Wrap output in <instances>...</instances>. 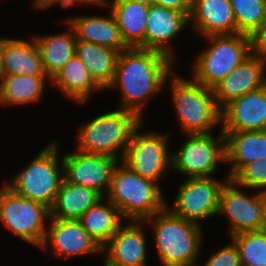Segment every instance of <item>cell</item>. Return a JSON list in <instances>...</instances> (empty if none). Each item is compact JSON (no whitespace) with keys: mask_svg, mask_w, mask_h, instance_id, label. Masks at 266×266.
I'll return each mask as SVG.
<instances>
[{"mask_svg":"<svg viewBox=\"0 0 266 266\" xmlns=\"http://www.w3.org/2000/svg\"><path fill=\"white\" fill-rule=\"evenodd\" d=\"M142 124L134 130L121 162L143 178L158 183L171 170V132H141Z\"/></svg>","mask_w":266,"mask_h":266,"instance_id":"9","label":"cell"},{"mask_svg":"<svg viewBox=\"0 0 266 266\" xmlns=\"http://www.w3.org/2000/svg\"><path fill=\"white\" fill-rule=\"evenodd\" d=\"M64 22L70 31L32 37L39 49L44 70L50 79L75 55L77 39L72 27Z\"/></svg>","mask_w":266,"mask_h":266,"instance_id":"28","label":"cell"},{"mask_svg":"<svg viewBox=\"0 0 266 266\" xmlns=\"http://www.w3.org/2000/svg\"><path fill=\"white\" fill-rule=\"evenodd\" d=\"M209 134H187V139L175 153L171 154V171L192 177H210L226 161L225 136ZM221 161V162H220Z\"/></svg>","mask_w":266,"mask_h":266,"instance_id":"10","label":"cell"},{"mask_svg":"<svg viewBox=\"0 0 266 266\" xmlns=\"http://www.w3.org/2000/svg\"><path fill=\"white\" fill-rule=\"evenodd\" d=\"M121 159L75 150L62 155L63 180L91 188L106 196L115 167Z\"/></svg>","mask_w":266,"mask_h":266,"instance_id":"13","label":"cell"},{"mask_svg":"<svg viewBox=\"0 0 266 266\" xmlns=\"http://www.w3.org/2000/svg\"><path fill=\"white\" fill-rule=\"evenodd\" d=\"M58 145L57 141L52 140L5 185L17 195L50 209L63 180L62 156L59 155Z\"/></svg>","mask_w":266,"mask_h":266,"instance_id":"7","label":"cell"},{"mask_svg":"<svg viewBox=\"0 0 266 266\" xmlns=\"http://www.w3.org/2000/svg\"><path fill=\"white\" fill-rule=\"evenodd\" d=\"M102 198L104 197L99 192L91 188L62 180L50 208V218L79 220L89 207Z\"/></svg>","mask_w":266,"mask_h":266,"instance_id":"25","label":"cell"},{"mask_svg":"<svg viewBox=\"0 0 266 266\" xmlns=\"http://www.w3.org/2000/svg\"><path fill=\"white\" fill-rule=\"evenodd\" d=\"M153 4L179 10L190 16L192 0H153Z\"/></svg>","mask_w":266,"mask_h":266,"instance_id":"35","label":"cell"},{"mask_svg":"<svg viewBox=\"0 0 266 266\" xmlns=\"http://www.w3.org/2000/svg\"><path fill=\"white\" fill-rule=\"evenodd\" d=\"M134 1H137V2L145 4V5L153 4V0H134Z\"/></svg>","mask_w":266,"mask_h":266,"instance_id":"39","label":"cell"},{"mask_svg":"<svg viewBox=\"0 0 266 266\" xmlns=\"http://www.w3.org/2000/svg\"><path fill=\"white\" fill-rule=\"evenodd\" d=\"M168 81L171 82V99L184 136L209 134L221 124V109L216 103L211 88L193 79L176 75L174 71L166 78L165 85Z\"/></svg>","mask_w":266,"mask_h":266,"instance_id":"3","label":"cell"},{"mask_svg":"<svg viewBox=\"0 0 266 266\" xmlns=\"http://www.w3.org/2000/svg\"><path fill=\"white\" fill-rule=\"evenodd\" d=\"M144 121L134 112L121 108L105 112L80 125L76 150L122 160L134 130Z\"/></svg>","mask_w":266,"mask_h":266,"instance_id":"5","label":"cell"},{"mask_svg":"<svg viewBox=\"0 0 266 266\" xmlns=\"http://www.w3.org/2000/svg\"><path fill=\"white\" fill-rule=\"evenodd\" d=\"M207 49L195 58L192 79L213 88L254 51L253 37L237 33L204 37Z\"/></svg>","mask_w":266,"mask_h":266,"instance_id":"6","label":"cell"},{"mask_svg":"<svg viewBox=\"0 0 266 266\" xmlns=\"http://www.w3.org/2000/svg\"><path fill=\"white\" fill-rule=\"evenodd\" d=\"M188 23L189 16L185 12L150 4L145 30V49L162 52L176 62L171 41L178 37Z\"/></svg>","mask_w":266,"mask_h":266,"instance_id":"18","label":"cell"},{"mask_svg":"<svg viewBox=\"0 0 266 266\" xmlns=\"http://www.w3.org/2000/svg\"><path fill=\"white\" fill-rule=\"evenodd\" d=\"M145 226L144 221L123 224L102 247L105 261L112 266H147Z\"/></svg>","mask_w":266,"mask_h":266,"instance_id":"17","label":"cell"},{"mask_svg":"<svg viewBox=\"0 0 266 266\" xmlns=\"http://www.w3.org/2000/svg\"><path fill=\"white\" fill-rule=\"evenodd\" d=\"M232 180L247 190L266 191V160L246 164Z\"/></svg>","mask_w":266,"mask_h":266,"instance_id":"32","label":"cell"},{"mask_svg":"<svg viewBox=\"0 0 266 266\" xmlns=\"http://www.w3.org/2000/svg\"><path fill=\"white\" fill-rule=\"evenodd\" d=\"M144 223L152 224L157 257L162 266H198L204 240L202 226L174 215L168 207L145 219Z\"/></svg>","mask_w":266,"mask_h":266,"instance_id":"2","label":"cell"},{"mask_svg":"<svg viewBox=\"0 0 266 266\" xmlns=\"http://www.w3.org/2000/svg\"><path fill=\"white\" fill-rule=\"evenodd\" d=\"M254 50L266 55V20L262 29L253 38Z\"/></svg>","mask_w":266,"mask_h":266,"instance_id":"36","label":"cell"},{"mask_svg":"<svg viewBox=\"0 0 266 266\" xmlns=\"http://www.w3.org/2000/svg\"><path fill=\"white\" fill-rule=\"evenodd\" d=\"M51 247L54 258L102 254V248L83 228L79 220L49 218L44 240L39 248Z\"/></svg>","mask_w":266,"mask_h":266,"instance_id":"14","label":"cell"},{"mask_svg":"<svg viewBox=\"0 0 266 266\" xmlns=\"http://www.w3.org/2000/svg\"><path fill=\"white\" fill-rule=\"evenodd\" d=\"M237 33L255 37L266 20V0H229Z\"/></svg>","mask_w":266,"mask_h":266,"instance_id":"30","label":"cell"},{"mask_svg":"<svg viewBox=\"0 0 266 266\" xmlns=\"http://www.w3.org/2000/svg\"><path fill=\"white\" fill-rule=\"evenodd\" d=\"M266 85V55L254 50L229 75L216 84L213 95L222 109L230 101Z\"/></svg>","mask_w":266,"mask_h":266,"instance_id":"15","label":"cell"},{"mask_svg":"<svg viewBox=\"0 0 266 266\" xmlns=\"http://www.w3.org/2000/svg\"><path fill=\"white\" fill-rule=\"evenodd\" d=\"M219 128L222 132L266 130V85L226 104Z\"/></svg>","mask_w":266,"mask_h":266,"instance_id":"16","label":"cell"},{"mask_svg":"<svg viewBox=\"0 0 266 266\" xmlns=\"http://www.w3.org/2000/svg\"><path fill=\"white\" fill-rule=\"evenodd\" d=\"M103 265L104 266H112V265L108 264L105 260H104V264Z\"/></svg>","mask_w":266,"mask_h":266,"instance_id":"40","label":"cell"},{"mask_svg":"<svg viewBox=\"0 0 266 266\" xmlns=\"http://www.w3.org/2000/svg\"><path fill=\"white\" fill-rule=\"evenodd\" d=\"M4 75H47L35 39L2 38Z\"/></svg>","mask_w":266,"mask_h":266,"instance_id":"23","label":"cell"},{"mask_svg":"<svg viewBox=\"0 0 266 266\" xmlns=\"http://www.w3.org/2000/svg\"><path fill=\"white\" fill-rule=\"evenodd\" d=\"M66 22L72 27L77 40L95 43L119 52L128 49L111 11L106 16H73L67 18Z\"/></svg>","mask_w":266,"mask_h":266,"instance_id":"21","label":"cell"},{"mask_svg":"<svg viewBox=\"0 0 266 266\" xmlns=\"http://www.w3.org/2000/svg\"><path fill=\"white\" fill-rule=\"evenodd\" d=\"M47 75H4L0 82V106L34 104L43 97Z\"/></svg>","mask_w":266,"mask_h":266,"instance_id":"26","label":"cell"},{"mask_svg":"<svg viewBox=\"0 0 266 266\" xmlns=\"http://www.w3.org/2000/svg\"><path fill=\"white\" fill-rule=\"evenodd\" d=\"M224 184L214 176L186 178L178 189L173 206L166 207L174 215L201 226L200 220L217 215L219 194Z\"/></svg>","mask_w":266,"mask_h":266,"instance_id":"11","label":"cell"},{"mask_svg":"<svg viewBox=\"0 0 266 266\" xmlns=\"http://www.w3.org/2000/svg\"><path fill=\"white\" fill-rule=\"evenodd\" d=\"M99 1L101 0H33V6L35 9L37 8L36 10L48 9L54 5L56 6V4L62 6V8H71L79 3L80 5L96 6Z\"/></svg>","mask_w":266,"mask_h":266,"instance_id":"34","label":"cell"},{"mask_svg":"<svg viewBox=\"0 0 266 266\" xmlns=\"http://www.w3.org/2000/svg\"><path fill=\"white\" fill-rule=\"evenodd\" d=\"M73 102L85 103L103 90L90 76L86 65L74 55L52 78L51 83Z\"/></svg>","mask_w":266,"mask_h":266,"instance_id":"24","label":"cell"},{"mask_svg":"<svg viewBox=\"0 0 266 266\" xmlns=\"http://www.w3.org/2000/svg\"><path fill=\"white\" fill-rule=\"evenodd\" d=\"M225 178L219 194L217 215L228 217L229 237L241 232L264 229L261 191L249 196L232 179Z\"/></svg>","mask_w":266,"mask_h":266,"instance_id":"12","label":"cell"},{"mask_svg":"<svg viewBox=\"0 0 266 266\" xmlns=\"http://www.w3.org/2000/svg\"><path fill=\"white\" fill-rule=\"evenodd\" d=\"M119 51L76 40L75 55L86 65L90 76L103 89L113 81Z\"/></svg>","mask_w":266,"mask_h":266,"instance_id":"27","label":"cell"},{"mask_svg":"<svg viewBox=\"0 0 266 266\" xmlns=\"http://www.w3.org/2000/svg\"><path fill=\"white\" fill-rule=\"evenodd\" d=\"M222 133L225 136V162L231 163L228 179H232L246 164L266 160V130Z\"/></svg>","mask_w":266,"mask_h":266,"instance_id":"22","label":"cell"},{"mask_svg":"<svg viewBox=\"0 0 266 266\" xmlns=\"http://www.w3.org/2000/svg\"><path fill=\"white\" fill-rule=\"evenodd\" d=\"M203 266H241L237 246L231 240L228 245L212 254Z\"/></svg>","mask_w":266,"mask_h":266,"instance_id":"33","label":"cell"},{"mask_svg":"<svg viewBox=\"0 0 266 266\" xmlns=\"http://www.w3.org/2000/svg\"><path fill=\"white\" fill-rule=\"evenodd\" d=\"M159 183L143 178L124 163L115 167L106 197L128 221H144L168 204Z\"/></svg>","mask_w":266,"mask_h":266,"instance_id":"4","label":"cell"},{"mask_svg":"<svg viewBox=\"0 0 266 266\" xmlns=\"http://www.w3.org/2000/svg\"><path fill=\"white\" fill-rule=\"evenodd\" d=\"M238 248L241 266H266V229L230 237Z\"/></svg>","mask_w":266,"mask_h":266,"instance_id":"31","label":"cell"},{"mask_svg":"<svg viewBox=\"0 0 266 266\" xmlns=\"http://www.w3.org/2000/svg\"><path fill=\"white\" fill-rule=\"evenodd\" d=\"M261 203L263 206L264 229H266V191H261Z\"/></svg>","mask_w":266,"mask_h":266,"instance_id":"37","label":"cell"},{"mask_svg":"<svg viewBox=\"0 0 266 266\" xmlns=\"http://www.w3.org/2000/svg\"><path fill=\"white\" fill-rule=\"evenodd\" d=\"M103 198L89 207L79 219L83 228L102 248L124 224V218L116 206ZM103 202V203H102Z\"/></svg>","mask_w":266,"mask_h":266,"instance_id":"29","label":"cell"},{"mask_svg":"<svg viewBox=\"0 0 266 266\" xmlns=\"http://www.w3.org/2000/svg\"><path fill=\"white\" fill-rule=\"evenodd\" d=\"M4 76L3 64H2V38H0V82Z\"/></svg>","mask_w":266,"mask_h":266,"instance_id":"38","label":"cell"},{"mask_svg":"<svg viewBox=\"0 0 266 266\" xmlns=\"http://www.w3.org/2000/svg\"><path fill=\"white\" fill-rule=\"evenodd\" d=\"M49 218L48 207L17 195L5 184L1 186L0 221L18 238L39 248L44 240Z\"/></svg>","mask_w":266,"mask_h":266,"instance_id":"8","label":"cell"},{"mask_svg":"<svg viewBox=\"0 0 266 266\" xmlns=\"http://www.w3.org/2000/svg\"><path fill=\"white\" fill-rule=\"evenodd\" d=\"M176 63L166 54L148 49L128 48L119 53L115 75L107 89L120 90L119 108L134 112L144 120L147 100L165 88L166 78Z\"/></svg>","mask_w":266,"mask_h":266,"instance_id":"1","label":"cell"},{"mask_svg":"<svg viewBox=\"0 0 266 266\" xmlns=\"http://www.w3.org/2000/svg\"><path fill=\"white\" fill-rule=\"evenodd\" d=\"M101 0L97 6H110L121 37L128 48L145 49V30L149 5L134 0Z\"/></svg>","mask_w":266,"mask_h":266,"instance_id":"20","label":"cell"},{"mask_svg":"<svg viewBox=\"0 0 266 266\" xmlns=\"http://www.w3.org/2000/svg\"><path fill=\"white\" fill-rule=\"evenodd\" d=\"M189 24L202 37L237 34L229 0H192Z\"/></svg>","mask_w":266,"mask_h":266,"instance_id":"19","label":"cell"}]
</instances>
